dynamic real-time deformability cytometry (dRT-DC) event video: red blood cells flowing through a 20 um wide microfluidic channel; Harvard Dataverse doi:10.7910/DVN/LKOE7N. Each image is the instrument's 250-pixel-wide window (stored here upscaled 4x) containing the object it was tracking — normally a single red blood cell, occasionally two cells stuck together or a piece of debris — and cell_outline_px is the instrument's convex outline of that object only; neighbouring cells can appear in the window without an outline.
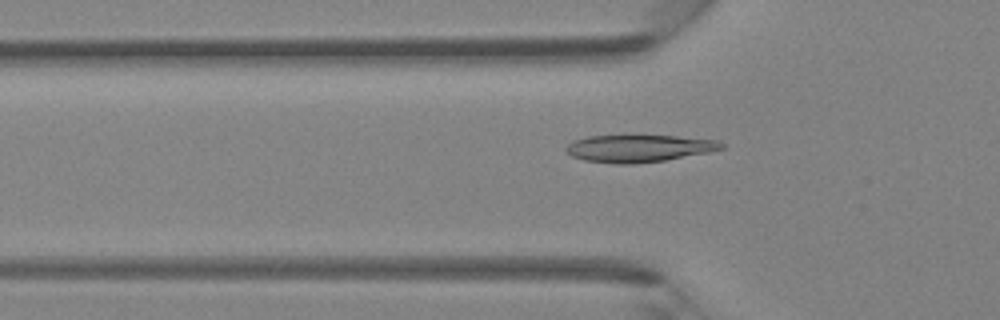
{"species": "Egyptian fruit bat (a non-hibernating species)", "species_latin": "Rousettus aegyptiacus", "temperature_condition": "room temperature", "stored_images_in_passage": 32, "camera_frame_rate_fps": 3000, "um_per_image_px": 0.085, "animal": {"sex": "female"}, "frame": {"image": 1, "passage_image": 2, "time_ms": 0.333, "image_size_px": [1000, 320], "cell_outline_px": [[724, 148], [708, 152], [664, 160], [632, 164], [616, 164], [584, 160], [572, 156], [564, 152], [564, 148], [572, 140], [588, 136], [632, 132], [676, 136], [716, 140], [724, 144]], "centroid_in_image_um": [54.21, 12.55], "position_along_channel_um": 71.6, "area_um2": 25.84}}
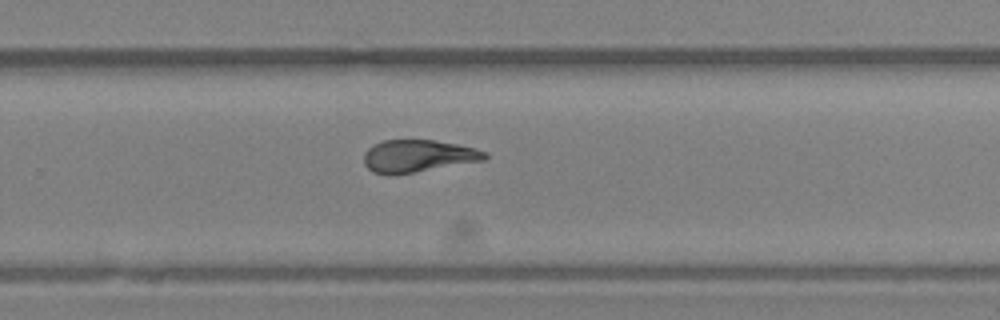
{"frame": {"image": 2, "passage_image": 17, "time_ms": 5.333, "image_size_px": [1000, 320], "cell_outline_px": [[488, 156], [484, 160], [388, 176], [372, 172], [364, 164], [364, 152], [368, 148], [384, 140], [432, 140], [456, 144], [476, 148], [488, 152]], "centroid_in_image_um": [35.51, 13.26], "position_along_channel_um": 294.3, "area_um2": 22.66}}
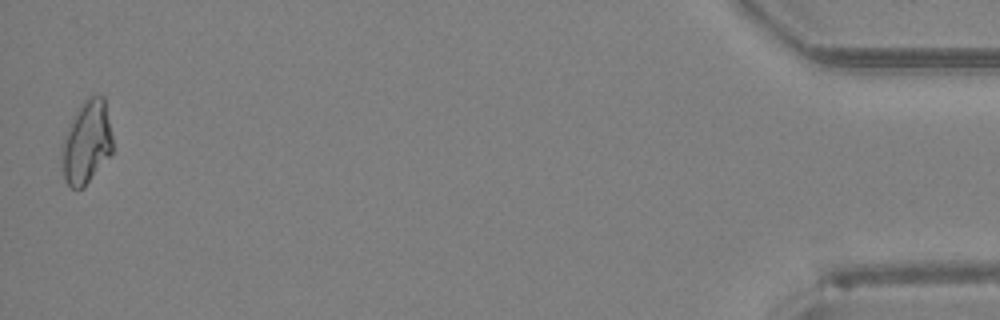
{"frame": {"image": 3, "passage_image": 32, "time_ms": 10.333, "image_size_px": [1000, 320], "cell_outline_px": [[112, 152], [84, 188], [72, 188], [64, 180], [60, 160], [60, 144], [72, 116], [80, 104], [88, 96], [104, 96], [112, 136]], "centroid_in_image_um": [7.31, 12.1], "position_along_channel_um": 427.9, "area_um2": 25.03}}